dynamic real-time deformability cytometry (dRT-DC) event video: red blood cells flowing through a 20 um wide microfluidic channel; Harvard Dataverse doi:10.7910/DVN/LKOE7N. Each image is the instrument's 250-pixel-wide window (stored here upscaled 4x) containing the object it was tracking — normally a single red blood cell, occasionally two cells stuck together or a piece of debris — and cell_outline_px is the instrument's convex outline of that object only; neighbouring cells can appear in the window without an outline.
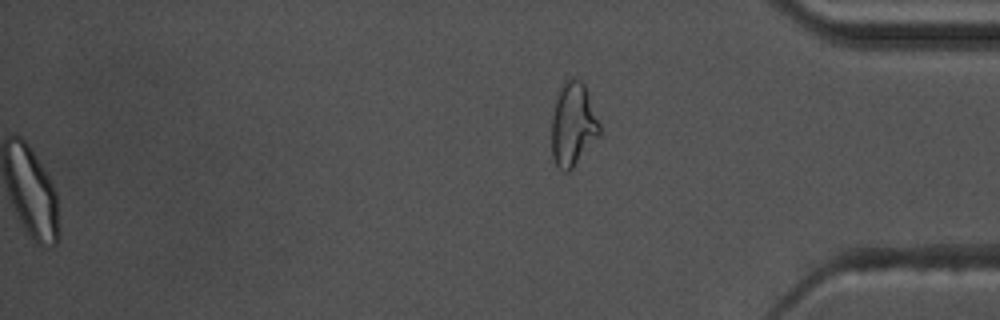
{"species": "common noctule bat (a hibernating species)", "species_latin": "Nyctalus noctula", "temperature_condition": "warm", "stored_images_in_passage": 46, "segment_of_instrument_passage": [2, 2], "camera_frame_rate_fps": 3000, "um_per_image_px": 0.085, "animal": {"sex": "male", "body_mass_g": 17.5, "forearm_length_mm": 52.3}, "frame": {"image": 1, "passage_image": 46, "time_ms": 15.0, "image_size_px": [1000, 320], "cell_outline_px": [[600, 132], [572, 168], [568, 172], [564, 172], [556, 164], [552, 156], [552, 116], [556, 92], [564, 80], [568, 76], [572, 76], [580, 80], [584, 84], [588, 92], [600, 124]], "centroid_in_image_um": [48.67, 10.49], "position_along_channel_um": 386.5, "area_um2": 23.35}}